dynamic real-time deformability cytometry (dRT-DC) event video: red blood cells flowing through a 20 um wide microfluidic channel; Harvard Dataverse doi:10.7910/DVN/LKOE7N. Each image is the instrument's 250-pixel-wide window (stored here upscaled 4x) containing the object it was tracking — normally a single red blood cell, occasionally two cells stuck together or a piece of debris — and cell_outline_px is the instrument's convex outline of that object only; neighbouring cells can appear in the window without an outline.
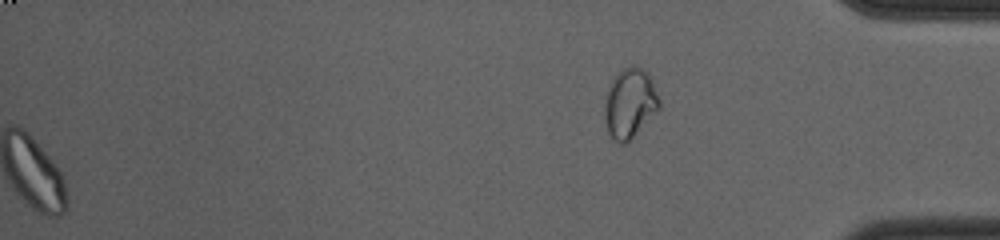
{"species": "common noctule bat (a hibernating species)", "species_latin": "Nyctalus noctula", "temperature_condition": "cold", "stored_images_in_passage": 48, "segment_of_instrument_passage": [2, 2], "camera_frame_rate_fps": 3000, "um_per_image_px": 0.085, "animal": {"sex": "female", "body_mass_g": 23.0, "forearm_length_mm": 53.4}, "frame": {"image": 1, "passage_image": 48, "time_ms": 15.667, "image_size_px": [1000, 240], "cell_outline_px": [[660, 108], [632, 140], [624, 144], [620, 144], [612, 140], [608, 132], [604, 120], [604, 108], [608, 92], [612, 80], [624, 68], [632, 64], [644, 68], [652, 76], [660, 100]], "centroid_in_image_um": [53.57, 8.8], "position_along_channel_um": 381.6, "area_um2": 22.66}}